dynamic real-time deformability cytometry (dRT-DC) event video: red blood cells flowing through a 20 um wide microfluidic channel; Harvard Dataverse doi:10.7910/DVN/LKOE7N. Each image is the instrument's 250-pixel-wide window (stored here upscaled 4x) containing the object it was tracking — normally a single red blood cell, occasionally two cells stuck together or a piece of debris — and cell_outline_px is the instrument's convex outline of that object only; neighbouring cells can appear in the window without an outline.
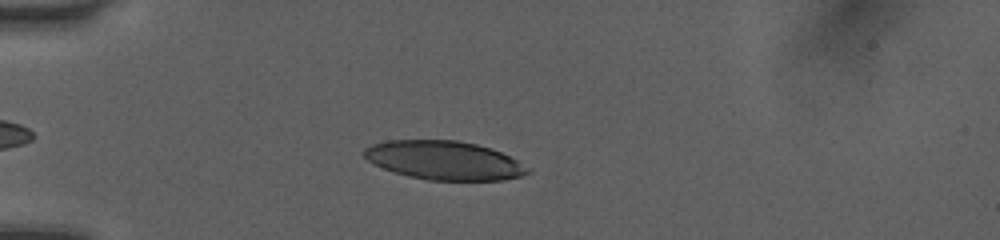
{"species": "human", "species_latin": "Homo sapiens", "temperature_condition": "room temperature", "stored_images_in_passage": 39, "camera_frame_rate_fps": 3000, "um_per_image_px": 0.085, "donor": {"sex": "female"}, "frame": {"image": 1, "passage_image": 7, "time_ms": 2.0, "image_size_px": [1000, 240], "cell_outline_px": [[532, 172], [520, 176], [504, 180], [428, 180], [408, 176], [384, 168], [368, 160], [364, 156], [364, 148], [372, 144], [388, 140], [456, 140], [476, 144], [492, 148], [532, 168]], "centroid_in_image_um": [37.79, 13.63], "position_along_channel_um": 47.2, "area_um2": 36.88}}
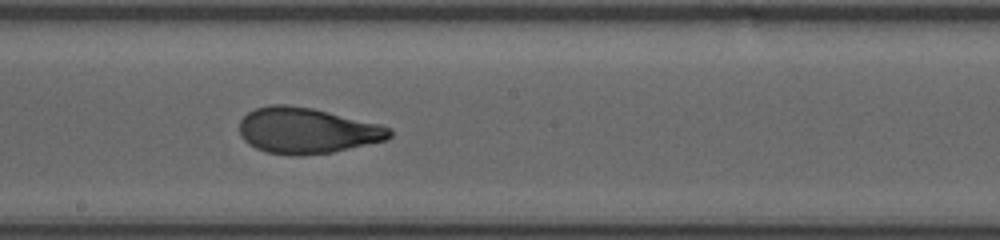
{"frame": {"image": 2, "passage_image": 22, "time_ms": 7.0, "image_size_px": [1000, 240], "cell_outline_px": [[392, 136], [388, 140], [332, 152], [300, 156], [296, 156], [264, 152], [248, 144], [240, 136], [240, 120], [248, 112], [256, 108], [268, 104], [288, 104], [312, 108], [380, 124], [392, 128]], "centroid_in_image_um": [26.09, 11.1], "position_along_channel_um": 222.1, "area_um2": 40.4}}
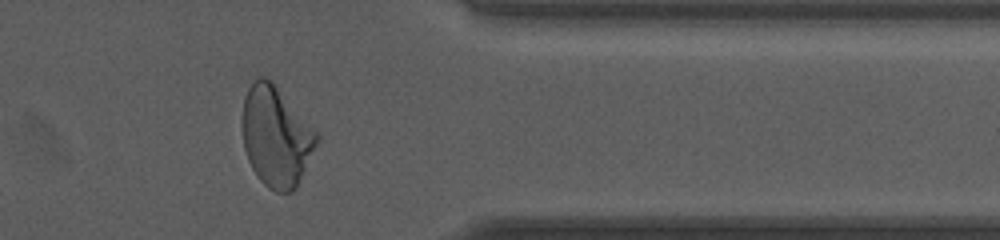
{"frame": {"image": 3, "passage_image": 35, "time_ms": 11.333, "image_size_px": [1000, 240], "cell_outline_px": [[320, 136], [296, 188], [288, 192], [276, 192], [268, 188], [256, 176], [248, 160], [244, 148], [240, 124], [240, 120], [244, 96], [248, 88], [260, 76], [264, 76], [272, 80]], "centroid_in_image_um": [23.41, 11.59], "position_along_channel_um": 388.0, "area_um2": 43.52}, "authors_computed_cell_mechanics": {"area_um2": 39.593, "velocity_mm_per_s": 4.0602, "shape_relaxation_time_tau1_ms": 6.5444, "shape_relaxation_time_tau2_ms": 0.8766, "deformation_change_tau1": 0.2675, "deformation_change_tau2": 0.0721}}